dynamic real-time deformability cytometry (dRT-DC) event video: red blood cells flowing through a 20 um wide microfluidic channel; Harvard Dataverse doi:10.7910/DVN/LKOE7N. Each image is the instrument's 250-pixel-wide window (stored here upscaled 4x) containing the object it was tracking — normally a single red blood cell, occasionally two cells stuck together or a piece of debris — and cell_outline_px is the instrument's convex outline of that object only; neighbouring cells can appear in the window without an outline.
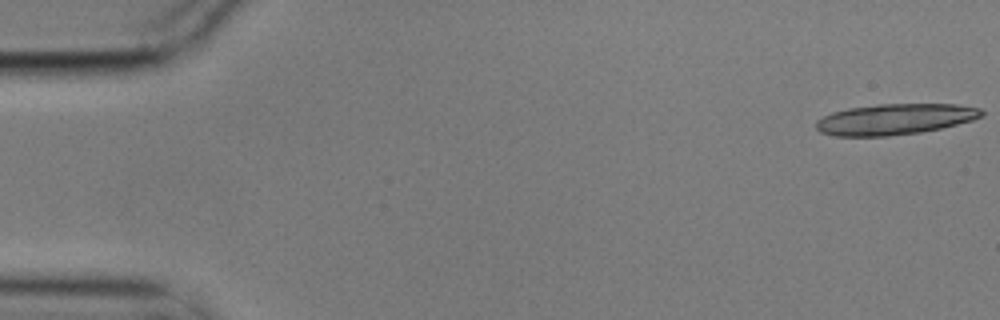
{"species": "common noctule bat (a hibernating species)", "species_latin": "Nyctalus noctula", "temperature_condition": "cold", "stored_images_in_passage": 6, "camera_frame_rate_fps": 3000, "um_per_image_px": 0.085, "animal": {"sex": "male", "body_mass_g": 17.9}, "frame": {"image": 1, "passage_image": 1, "time_ms": 0.0, "image_size_px": [1000, 320], "cell_outline_px": [[984, 116], [972, 120], [940, 128], [920, 132], [888, 136], [836, 136], [820, 132], [816, 128], [816, 120], [832, 112], [848, 108], [880, 104], [956, 104], [980, 108], [984, 112]], "centroid_in_image_um": [76.06, 10.13], "position_along_channel_um": 8.9, "area_um2": 29.71}}